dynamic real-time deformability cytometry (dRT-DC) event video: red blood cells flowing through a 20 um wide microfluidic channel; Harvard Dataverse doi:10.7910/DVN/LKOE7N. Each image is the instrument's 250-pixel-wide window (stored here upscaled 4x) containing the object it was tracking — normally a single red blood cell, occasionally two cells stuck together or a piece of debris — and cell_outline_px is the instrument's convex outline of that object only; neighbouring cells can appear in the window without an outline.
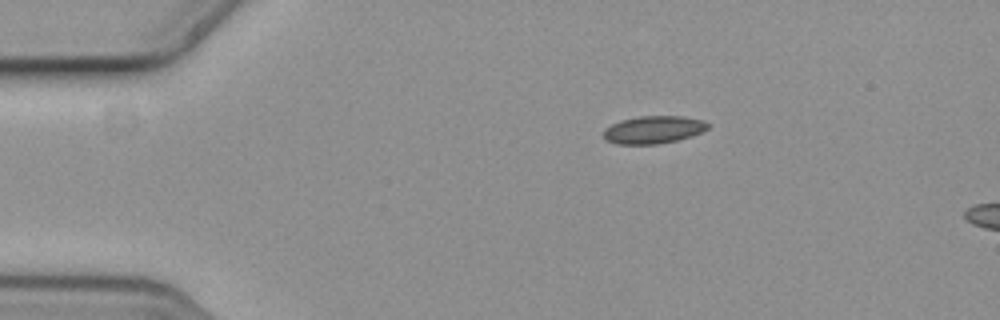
{"species": "common noctule bat (a hibernating species)", "species_latin": "Nyctalus noctula", "temperature_condition": "cold", "stored_images_in_passage": 3, "camera_frame_rate_fps": 3000, "um_per_image_px": 0.085, "animal": {"sex": "female", "body_mass_g": 19.3, "forearm_length_mm": 54.1}, "frame": {"image": 1, "passage_image": 1, "time_ms": 0.0, "image_size_px": [1000, 320], "cell_outline_px": [[708, 128], [704, 132], [692, 136], [676, 140], [656, 144], [616, 144], [604, 140], [604, 128], [620, 120], [640, 116], [684, 116], [704, 120], [708, 124]], "centroid_in_image_um": [55.54, 11.02], "position_along_channel_um": 29.5, "area_um2": 16.94}}